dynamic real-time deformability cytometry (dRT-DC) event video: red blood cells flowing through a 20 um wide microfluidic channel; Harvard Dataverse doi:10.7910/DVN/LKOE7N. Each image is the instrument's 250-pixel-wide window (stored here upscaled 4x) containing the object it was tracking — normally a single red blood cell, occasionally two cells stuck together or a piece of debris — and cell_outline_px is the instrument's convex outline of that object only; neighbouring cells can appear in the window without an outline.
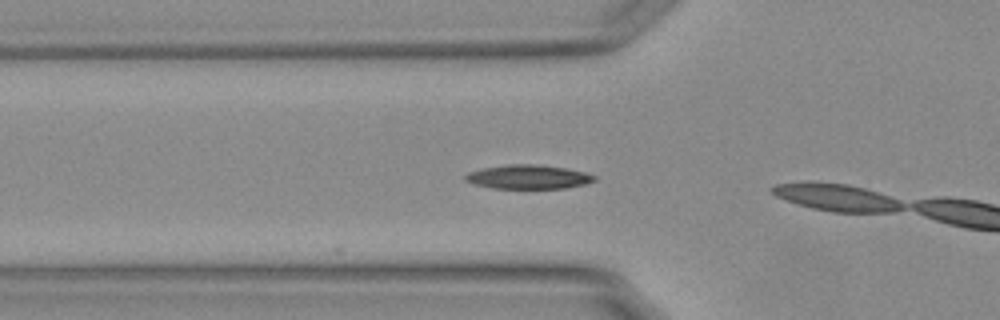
{"species": "Egyptian fruit bat (a non-hibernating species)", "species_latin": "Rousettus aegyptiacus", "temperature_condition": "warm", "stored_images_in_passage": 15, "camera_frame_rate_fps": 3000, "um_per_image_px": 0.085, "animal": {"sex": "female"}, "frame": {"image": 1, "passage_image": 15, "time_ms": 4.667, "image_size_px": [1000, 320], "cell_outline_px": [[596, 180], [584, 184], [564, 188], [492, 188], [472, 184], [464, 180], [464, 176], [468, 172], [480, 168], [508, 164], [536, 164], [564, 168], [584, 172], [596, 176]], "centroid_in_image_um": [44.84, 15.03], "position_along_channel_um": 81.0, "area_um2": 18.09}}